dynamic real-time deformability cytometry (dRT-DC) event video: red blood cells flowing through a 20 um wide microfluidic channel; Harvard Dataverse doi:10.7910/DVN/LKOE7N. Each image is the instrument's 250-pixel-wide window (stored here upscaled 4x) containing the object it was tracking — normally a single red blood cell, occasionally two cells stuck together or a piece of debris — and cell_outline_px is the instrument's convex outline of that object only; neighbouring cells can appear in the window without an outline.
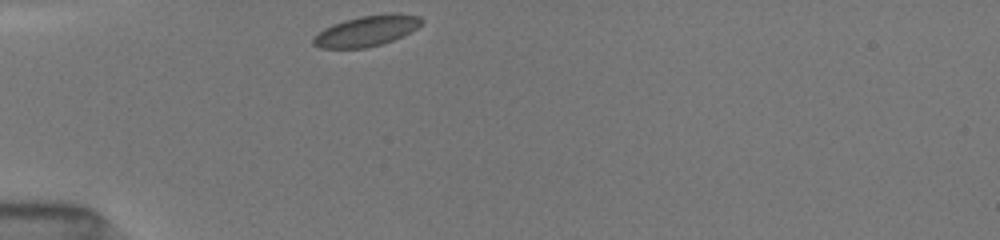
{"species": "common noctule bat (a hibernating species)", "species_latin": "Nyctalus noctula", "temperature_condition": "room temperature", "stored_images_in_passage": 1, "camera_frame_rate_fps": 3000, "um_per_image_px": 0.085, "animal": {"sex": "female", "body_mass_g": 19.5, "forearm_length_mm": 54.1}, "frame": {"image": 1, "passage_image": 1, "time_ms": 0.0, "image_size_px": [1000, 240], "cell_outline_px": [[424, 20], [416, 28], [392, 40], [380, 44], [364, 48], [320, 48], [312, 44], [312, 40], [324, 28], [332, 24], [344, 20], [360, 16], [392, 12], [420, 16]], "centroid_in_image_um": [31.15, 2.61], "position_along_channel_um": 53.9, "area_um2": 19.13}}